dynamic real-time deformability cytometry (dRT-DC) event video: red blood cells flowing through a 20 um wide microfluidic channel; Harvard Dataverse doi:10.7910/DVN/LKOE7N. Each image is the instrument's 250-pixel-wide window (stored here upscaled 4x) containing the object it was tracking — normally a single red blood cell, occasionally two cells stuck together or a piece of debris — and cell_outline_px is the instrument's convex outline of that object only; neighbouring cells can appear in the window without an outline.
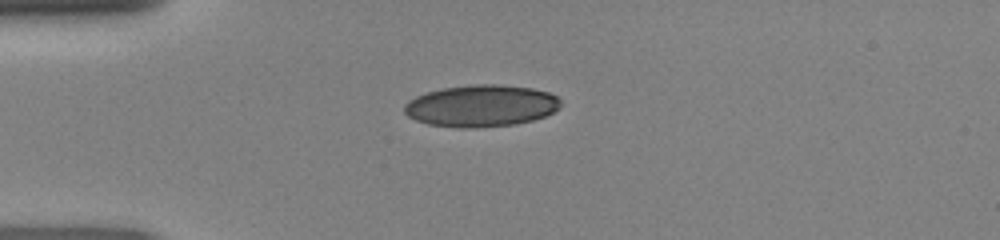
{"species": "human", "species_latin": "Homo sapiens", "temperature_condition": "room temperature", "stored_images_in_passage": 36, "camera_frame_rate_fps": 3000, "um_per_image_px": 0.085, "donor": {"sex": "female"}, "frame": {"image": 1, "passage_image": 1, "time_ms": 0.0, "image_size_px": [1000, 240], "cell_outline_px": [[560, 108], [544, 116], [532, 120], [516, 124], [476, 128], [456, 128], [428, 124], [416, 120], [408, 116], [404, 112], [404, 104], [408, 100], [416, 96], [428, 92], [444, 88], [472, 84], [496, 84], [532, 88], [548, 92], [556, 96], [560, 100]], "centroid_in_image_um": [40.88, 9.0], "position_along_channel_um": 44.1, "area_um2": 38.21}}
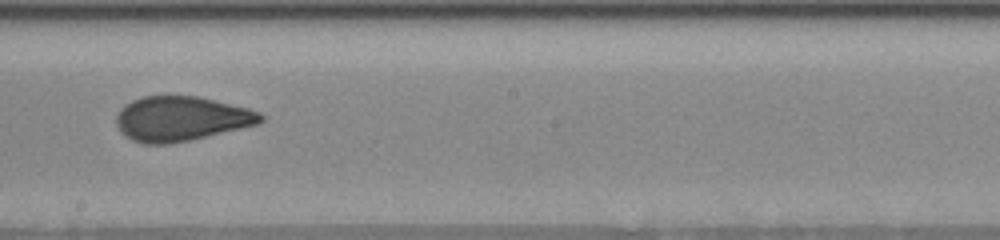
{"frame": {"image": 2, "passage_image": 16, "time_ms": 5.0, "image_size_px": [1000, 240], "cell_outline_px": [[264, 120], [260, 124], [188, 140], [168, 144], [144, 144], [132, 140], [124, 136], [120, 132], [116, 124], [116, 116], [120, 108], [124, 104], [140, 96], [200, 96], [248, 108], [260, 112], [264, 116]], "centroid_in_image_um": [15.38, 10.08], "position_along_channel_um": 232.8, "area_um2": 37.86}}
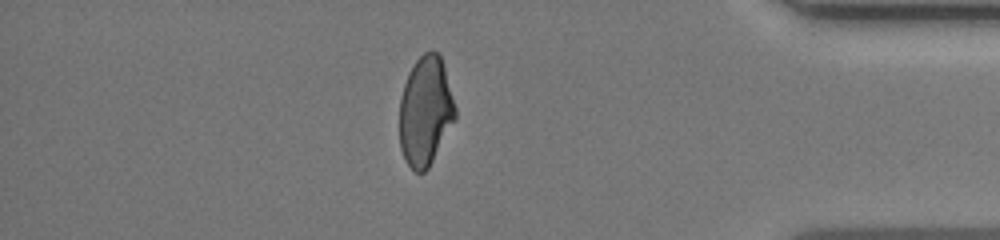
{"frame": {"image": 3, "passage_image": 30, "time_ms": 9.667, "image_size_px": [1000, 240], "cell_outline_px": [[456, 120], [428, 168], [424, 172], [416, 172], [404, 160], [400, 148], [400, 100], [404, 84], [408, 72], [416, 60], [424, 52], [432, 48], [440, 56], [444, 68], [456, 108]], "centroid_in_image_um": [36.16, 9.45], "position_along_channel_um": 399.0, "area_um2": 35.55}}